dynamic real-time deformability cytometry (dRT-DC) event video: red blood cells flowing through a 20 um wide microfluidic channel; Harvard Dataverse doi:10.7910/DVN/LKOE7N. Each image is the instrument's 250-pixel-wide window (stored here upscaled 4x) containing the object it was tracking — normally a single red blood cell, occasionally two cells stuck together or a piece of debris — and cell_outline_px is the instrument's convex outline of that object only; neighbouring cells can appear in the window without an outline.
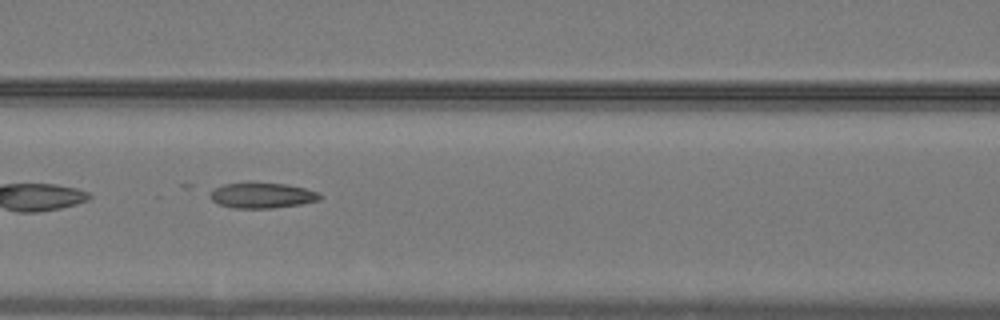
{"species": "common noctule bat (a hibernating species)", "species_latin": "Nyctalus noctula", "temperature_condition": "warm", "stored_images_in_passage": 33, "camera_frame_rate_fps": 3000, "um_per_image_px": 0.085, "animal": {"sex": "male", "body_mass_g": 19.2, "forearm_length_mm": 51.8}, "frame": {"image": 1, "passage_image": 6, "time_ms": 1.667, "image_size_px": [1000, 320], "cell_outline_px": [[320, 200], [300, 204], [272, 208], [236, 208], [220, 204], [212, 200], [212, 192], [216, 188], [224, 184], [284, 184], [304, 188], [316, 192], [320, 196]], "centroid_in_image_um": [22.31, 16.63], "position_along_channel_um": 144.3, "area_um2": 15.49}}
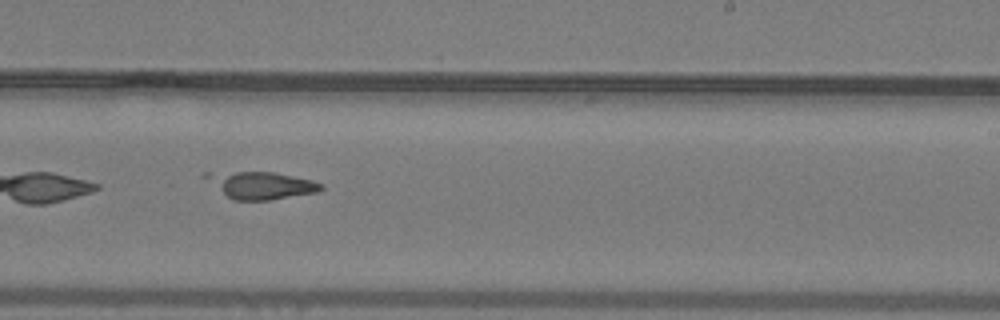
{"frame": {"image": 2, "passage_image": 15, "time_ms": 4.667, "image_size_px": [1000, 320], "cell_outline_px": [[324, 188], [316, 192], [268, 200], [232, 200], [224, 192], [224, 180], [228, 176], [236, 172], [272, 172], [312, 180], [324, 184]], "centroid_in_image_um": [22.72, 15.81], "position_along_channel_um": 266.3, "area_um2": 15.72}}